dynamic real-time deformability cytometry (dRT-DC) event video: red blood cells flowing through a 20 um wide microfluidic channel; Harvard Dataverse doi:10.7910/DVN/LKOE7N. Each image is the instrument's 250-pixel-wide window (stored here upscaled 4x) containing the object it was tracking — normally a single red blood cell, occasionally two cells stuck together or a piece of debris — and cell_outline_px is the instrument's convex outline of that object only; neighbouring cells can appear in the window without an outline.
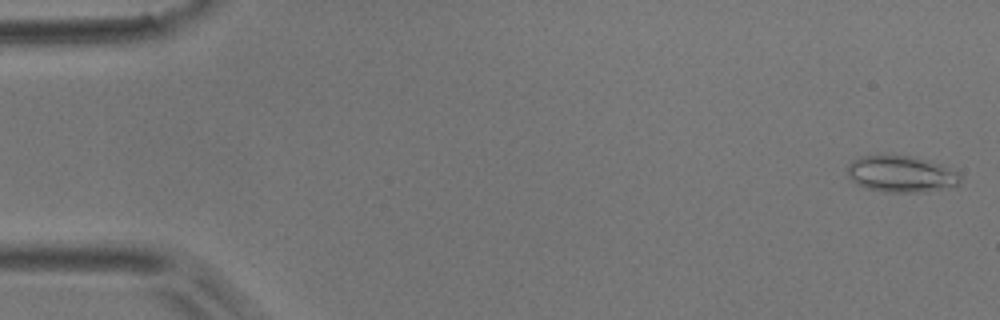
{"species": "common noctule bat (a hibernating species)", "species_latin": "Nyctalus noctula", "temperature_condition": "room temperature", "stored_images_in_passage": 52, "camera_frame_rate_fps": 3000, "um_per_image_px": 0.085, "animal": {"sex": "male", "body_mass_g": 17.9}, "frame": {"image": 1, "passage_image": 1, "time_ms": 0.0, "image_size_px": [1000, 320], "cell_outline_px": [[960, 184], [924, 192], [884, 192], [864, 188], [856, 184], [848, 176], [848, 164], [852, 160], [860, 156], [912, 156], [928, 160], [940, 164], [956, 172], [960, 176]], "centroid_in_image_um": [76.55, 14.8], "position_along_channel_um": 8.4, "area_um2": 23.81}}
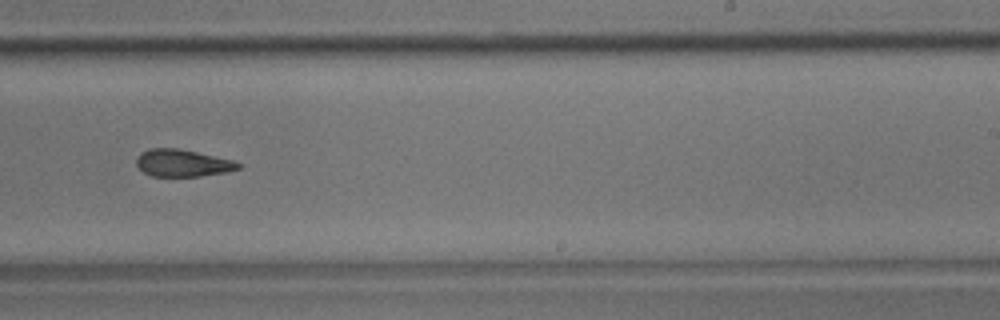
{"frame": {"image": 2, "passage_image": 32, "time_ms": 10.333, "image_size_px": [1000, 320], "cell_outline_px": [[240, 168], [228, 172], [200, 176], [152, 176], [144, 172], [136, 164], [136, 156], [140, 152], [148, 148], [176, 148], [196, 152], [232, 160], [240, 164]], "centroid_in_image_um": [15.48, 13.85], "position_along_channel_um": 273.5, "area_um2": 16.07}}
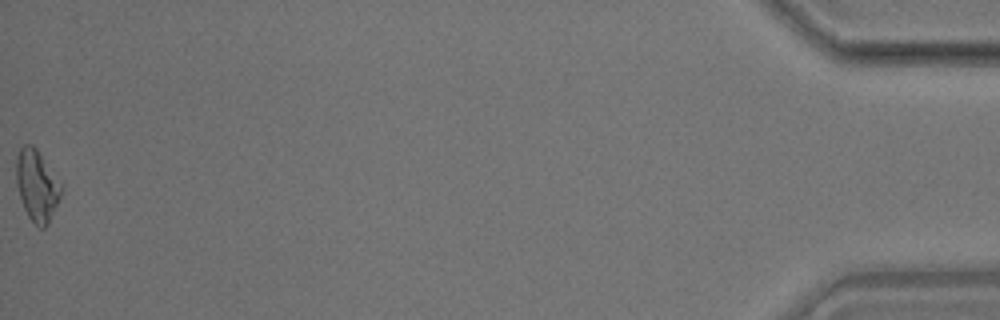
{"frame": {"image": 3, "passage_image": 52, "time_ms": 17.0, "image_size_px": [1000, 320], "cell_outline_px": [[60, 196], [48, 224], [44, 228], [40, 228], [28, 216], [24, 208], [16, 184], [16, 156], [20, 148], [24, 144], [32, 144], [36, 148], [60, 184]], "centroid_in_image_um": [3.09, 15.76], "position_along_channel_um": 432.1, "area_um2": 18.09}, "authors_computed_cell_mechanics": {"area_um2": 17.4845, "velocity_mm_per_s": 3.8595, "shape_relaxation_time_tau1_ms": 6.8649, "shape_relaxation_time_tau2_ms": 6.2038, "deformation_change_tau1": 0.158, "deformation_change_tau2": 0.1603}}